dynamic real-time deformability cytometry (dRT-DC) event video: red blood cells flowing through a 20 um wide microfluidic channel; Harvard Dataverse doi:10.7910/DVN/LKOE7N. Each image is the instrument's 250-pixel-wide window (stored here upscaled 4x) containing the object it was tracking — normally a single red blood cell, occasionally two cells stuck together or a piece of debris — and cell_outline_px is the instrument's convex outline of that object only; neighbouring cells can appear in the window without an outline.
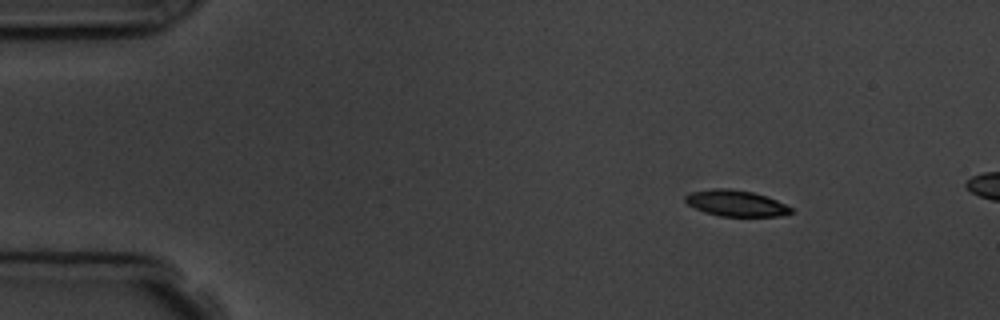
{"species": "common noctule bat (a hibernating species)", "species_latin": "Nyctalus noctula", "temperature_condition": "room temperature", "stored_images_in_passage": 3, "camera_frame_rate_fps": 3000, "um_per_image_px": 0.085, "animal": {"sex": "male", "body_mass_g": 19.5, "forearm_length_mm": 54.6}, "frame": {"image": 1, "passage_image": 1, "time_ms": 0.0, "image_size_px": [1000, 320], "cell_outline_px": [[792, 212], [780, 216], [720, 216], [704, 212], [688, 204], [684, 200], [684, 196], [692, 192], [716, 188], [728, 188], [752, 192], [776, 200], [792, 208]], "centroid_in_image_um": [62.53, 17.28], "position_along_channel_um": 22.5, "area_um2": 15.84}}